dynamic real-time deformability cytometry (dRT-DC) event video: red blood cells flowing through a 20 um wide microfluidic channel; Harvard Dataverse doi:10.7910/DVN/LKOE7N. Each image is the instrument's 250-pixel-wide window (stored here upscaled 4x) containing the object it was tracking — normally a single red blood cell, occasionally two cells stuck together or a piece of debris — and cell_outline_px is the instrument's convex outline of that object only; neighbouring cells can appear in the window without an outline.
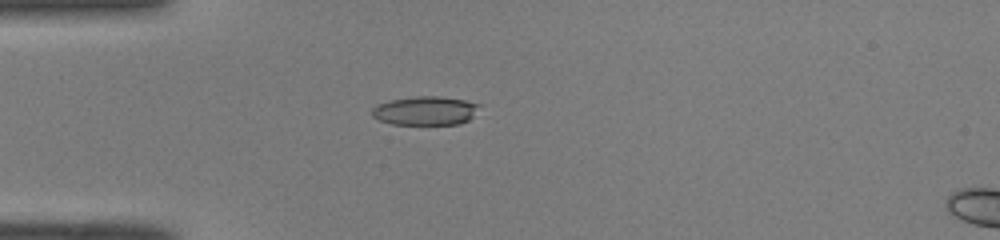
{"species": "common noctule bat (a hibernating species)", "species_latin": "Nyctalus noctula", "temperature_condition": "room temperature", "stored_images_in_passage": 41, "camera_frame_rate_fps": 3000, "um_per_image_px": 0.085, "animal": {"sex": "male", "body_mass_g": 19.0, "forearm_length_mm": 50.8}, "frame": {"image": 1, "passage_image": 5, "time_ms": 1.333, "image_size_px": [1000, 240], "cell_outline_px": [[480, 104], [472, 116], [468, 120], [460, 124], [392, 124], [380, 120], [372, 116], [372, 108], [380, 104], [392, 100], [416, 96], [436, 96], [464, 100]], "centroid_in_image_um": [36.15, 9.41], "position_along_channel_um": 48.9, "area_um2": 17.69}}
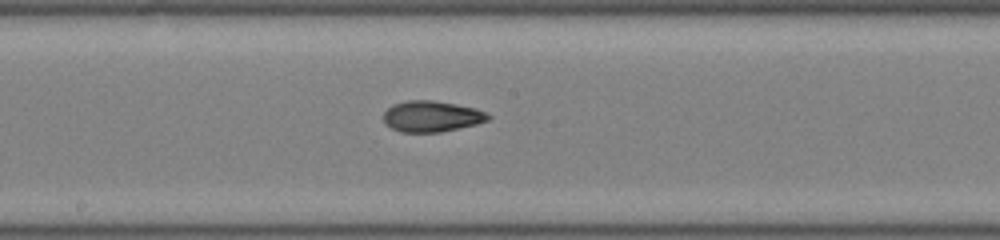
{"frame": {"image": 2, "passage_image": 18, "time_ms": 5.667, "image_size_px": [1000, 240], "cell_outline_px": [[492, 116], [488, 120], [476, 124], [440, 132], [400, 132], [392, 128], [384, 120], [384, 112], [392, 104], [408, 100], [432, 100], [456, 104], [476, 108]], "centroid_in_image_um": [36.69, 9.88], "position_along_channel_um": 211.5, "area_um2": 18.79}}
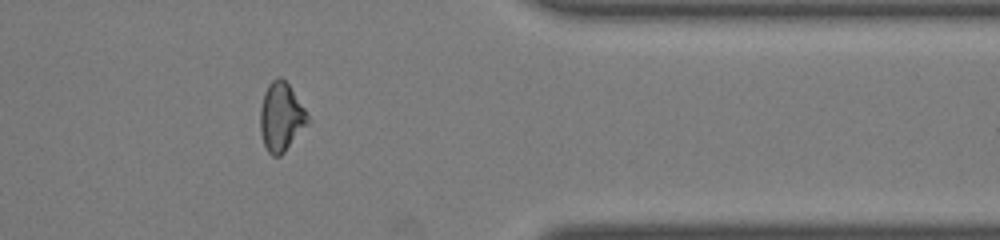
{"frame": {"image": 3, "passage_image": 32, "time_ms": 10.333, "image_size_px": [1000, 240], "cell_outline_px": [[312, 120], [284, 152], [280, 156], [272, 156], [268, 152], [264, 144], [260, 132], [260, 108], [264, 92], [268, 84], [276, 76], [280, 76], [288, 84]], "centroid_in_image_um": [23.9, 9.94], "position_along_channel_um": 387.5, "area_um2": 19.13}, "authors_computed_cell_mechanics": {"area_um2": 18.785, "velocity_mm_per_s": 4.0915, "shape_relaxation_time_tau1_ms": 11.278, "shape_relaxation_time_tau2_ms": 3.5106, "deformation_change_tau1": 0.2661, "deformation_change_tau2": 0.0889}}